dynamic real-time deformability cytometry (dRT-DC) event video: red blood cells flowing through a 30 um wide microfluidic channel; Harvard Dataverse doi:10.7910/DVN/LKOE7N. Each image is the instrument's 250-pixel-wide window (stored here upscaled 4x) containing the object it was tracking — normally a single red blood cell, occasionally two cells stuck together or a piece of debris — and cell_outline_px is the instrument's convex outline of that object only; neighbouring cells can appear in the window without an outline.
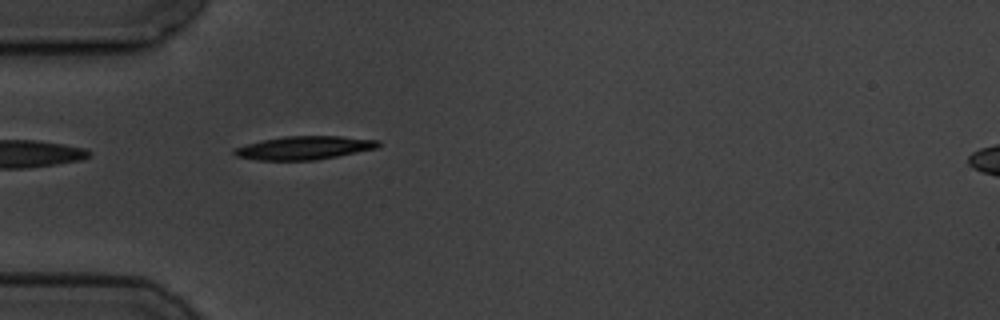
{"species": "common noctule bat (a hibernating species)", "species_latin": "Nyctalus noctula", "temperature_condition": "cold", "stored_images_in_passage": 6, "camera_frame_rate_fps": 3000, "um_per_image_px": 0.085, "animal": {"sex": "male", "body_mass_g": 19.5, "forearm_length_mm": 54.6}, "frame": {"image": 1, "passage_image": 6, "time_ms": 5.667, "image_size_px": [1000, 320], "cell_outline_px": [[380, 144], [376, 148], [316, 160], [256, 160], [236, 156], [232, 152], [232, 148], [264, 140], [284, 136], [340, 136], [380, 140]], "centroid_in_image_um": [25.83, 12.56], "position_along_channel_um": 59.2, "area_um2": 19.48}}